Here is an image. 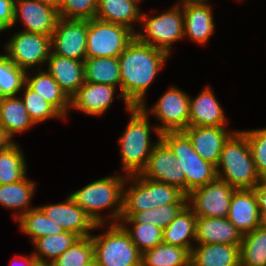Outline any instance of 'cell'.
Returning <instances> with one entry per match:
<instances>
[{
  "label": "cell",
  "mask_w": 266,
  "mask_h": 266,
  "mask_svg": "<svg viewBox=\"0 0 266 266\" xmlns=\"http://www.w3.org/2000/svg\"><path fill=\"white\" fill-rule=\"evenodd\" d=\"M24 98L21 100L26 107L29 118L34 124L43 122L51 118L64 116L48 101H46L42 96L32 90L26 83L23 86Z\"/></svg>",
  "instance_id": "cell-38"
},
{
  "label": "cell",
  "mask_w": 266,
  "mask_h": 266,
  "mask_svg": "<svg viewBox=\"0 0 266 266\" xmlns=\"http://www.w3.org/2000/svg\"><path fill=\"white\" fill-rule=\"evenodd\" d=\"M21 231L30 236L34 243L38 238L64 232L62 226L48 218L38 207H35L18 219Z\"/></svg>",
  "instance_id": "cell-34"
},
{
  "label": "cell",
  "mask_w": 266,
  "mask_h": 266,
  "mask_svg": "<svg viewBox=\"0 0 266 266\" xmlns=\"http://www.w3.org/2000/svg\"><path fill=\"white\" fill-rule=\"evenodd\" d=\"M37 1L50 5L58 10L62 0H37Z\"/></svg>",
  "instance_id": "cell-48"
},
{
  "label": "cell",
  "mask_w": 266,
  "mask_h": 266,
  "mask_svg": "<svg viewBox=\"0 0 266 266\" xmlns=\"http://www.w3.org/2000/svg\"><path fill=\"white\" fill-rule=\"evenodd\" d=\"M126 180V176L124 178L122 175L104 177L89 183L69 196L96 224H104L106 221L99 214L100 211L111 207L114 209L113 206H115L108 219H112V223H118L123 211L124 189L125 184L128 183Z\"/></svg>",
  "instance_id": "cell-2"
},
{
  "label": "cell",
  "mask_w": 266,
  "mask_h": 266,
  "mask_svg": "<svg viewBox=\"0 0 266 266\" xmlns=\"http://www.w3.org/2000/svg\"><path fill=\"white\" fill-rule=\"evenodd\" d=\"M12 137L8 134L6 129L0 125V150L6 149L14 144V141H11Z\"/></svg>",
  "instance_id": "cell-45"
},
{
  "label": "cell",
  "mask_w": 266,
  "mask_h": 266,
  "mask_svg": "<svg viewBox=\"0 0 266 266\" xmlns=\"http://www.w3.org/2000/svg\"><path fill=\"white\" fill-rule=\"evenodd\" d=\"M133 228L122 225L129 233L132 242L137 249L143 253L149 249L154 248L163 242V229L154 225L146 223H129Z\"/></svg>",
  "instance_id": "cell-40"
},
{
  "label": "cell",
  "mask_w": 266,
  "mask_h": 266,
  "mask_svg": "<svg viewBox=\"0 0 266 266\" xmlns=\"http://www.w3.org/2000/svg\"><path fill=\"white\" fill-rule=\"evenodd\" d=\"M31 266H52L50 262L35 261Z\"/></svg>",
  "instance_id": "cell-49"
},
{
  "label": "cell",
  "mask_w": 266,
  "mask_h": 266,
  "mask_svg": "<svg viewBox=\"0 0 266 266\" xmlns=\"http://www.w3.org/2000/svg\"><path fill=\"white\" fill-rule=\"evenodd\" d=\"M98 0H62L57 10L59 18L90 20L95 18Z\"/></svg>",
  "instance_id": "cell-41"
},
{
  "label": "cell",
  "mask_w": 266,
  "mask_h": 266,
  "mask_svg": "<svg viewBox=\"0 0 266 266\" xmlns=\"http://www.w3.org/2000/svg\"><path fill=\"white\" fill-rule=\"evenodd\" d=\"M242 233L228 218L197 217L195 241L197 244H228L240 246Z\"/></svg>",
  "instance_id": "cell-20"
},
{
  "label": "cell",
  "mask_w": 266,
  "mask_h": 266,
  "mask_svg": "<svg viewBox=\"0 0 266 266\" xmlns=\"http://www.w3.org/2000/svg\"><path fill=\"white\" fill-rule=\"evenodd\" d=\"M0 125L12 138L16 133L28 130L34 125L21 98H0Z\"/></svg>",
  "instance_id": "cell-29"
},
{
  "label": "cell",
  "mask_w": 266,
  "mask_h": 266,
  "mask_svg": "<svg viewBox=\"0 0 266 266\" xmlns=\"http://www.w3.org/2000/svg\"><path fill=\"white\" fill-rule=\"evenodd\" d=\"M23 152L16 143L0 150V184H11L26 177V163Z\"/></svg>",
  "instance_id": "cell-35"
},
{
  "label": "cell",
  "mask_w": 266,
  "mask_h": 266,
  "mask_svg": "<svg viewBox=\"0 0 266 266\" xmlns=\"http://www.w3.org/2000/svg\"><path fill=\"white\" fill-rule=\"evenodd\" d=\"M184 14V36L196 43L204 44L215 33L213 11L208 3L190 4L182 7Z\"/></svg>",
  "instance_id": "cell-23"
},
{
  "label": "cell",
  "mask_w": 266,
  "mask_h": 266,
  "mask_svg": "<svg viewBox=\"0 0 266 266\" xmlns=\"http://www.w3.org/2000/svg\"><path fill=\"white\" fill-rule=\"evenodd\" d=\"M26 84L52 104L64 117L67 115V110L71 108L70 98L47 70L45 72L40 69L34 77L28 76L26 73Z\"/></svg>",
  "instance_id": "cell-27"
},
{
  "label": "cell",
  "mask_w": 266,
  "mask_h": 266,
  "mask_svg": "<svg viewBox=\"0 0 266 266\" xmlns=\"http://www.w3.org/2000/svg\"><path fill=\"white\" fill-rule=\"evenodd\" d=\"M240 266H266V226L244 234L240 244Z\"/></svg>",
  "instance_id": "cell-33"
},
{
  "label": "cell",
  "mask_w": 266,
  "mask_h": 266,
  "mask_svg": "<svg viewBox=\"0 0 266 266\" xmlns=\"http://www.w3.org/2000/svg\"><path fill=\"white\" fill-rule=\"evenodd\" d=\"M94 259V247L91 236L78 238L58 258L52 266H84Z\"/></svg>",
  "instance_id": "cell-39"
},
{
  "label": "cell",
  "mask_w": 266,
  "mask_h": 266,
  "mask_svg": "<svg viewBox=\"0 0 266 266\" xmlns=\"http://www.w3.org/2000/svg\"><path fill=\"white\" fill-rule=\"evenodd\" d=\"M197 216L187 205L164 229L163 242L187 249L194 248L190 239L195 242ZM193 237V238H192ZM193 246V247H192Z\"/></svg>",
  "instance_id": "cell-26"
},
{
  "label": "cell",
  "mask_w": 266,
  "mask_h": 266,
  "mask_svg": "<svg viewBox=\"0 0 266 266\" xmlns=\"http://www.w3.org/2000/svg\"><path fill=\"white\" fill-rule=\"evenodd\" d=\"M26 71L0 54V98L16 97L26 83Z\"/></svg>",
  "instance_id": "cell-37"
},
{
  "label": "cell",
  "mask_w": 266,
  "mask_h": 266,
  "mask_svg": "<svg viewBox=\"0 0 266 266\" xmlns=\"http://www.w3.org/2000/svg\"><path fill=\"white\" fill-rule=\"evenodd\" d=\"M47 72L71 98L84 84V61L55 55L50 52Z\"/></svg>",
  "instance_id": "cell-21"
},
{
  "label": "cell",
  "mask_w": 266,
  "mask_h": 266,
  "mask_svg": "<svg viewBox=\"0 0 266 266\" xmlns=\"http://www.w3.org/2000/svg\"><path fill=\"white\" fill-rule=\"evenodd\" d=\"M262 219L266 216V179H261L253 188Z\"/></svg>",
  "instance_id": "cell-44"
},
{
  "label": "cell",
  "mask_w": 266,
  "mask_h": 266,
  "mask_svg": "<svg viewBox=\"0 0 266 266\" xmlns=\"http://www.w3.org/2000/svg\"><path fill=\"white\" fill-rule=\"evenodd\" d=\"M262 224L266 226V216L262 219Z\"/></svg>",
  "instance_id": "cell-51"
},
{
  "label": "cell",
  "mask_w": 266,
  "mask_h": 266,
  "mask_svg": "<svg viewBox=\"0 0 266 266\" xmlns=\"http://www.w3.org/2000/svg\"><path fill=\"white\" fill-rule=\"evenodd\" d=\"M91 238L98 266H141L142 253L120 223H112L107 232Z\"/></svg>",
  "instance_id": "cell-7"
},
{
  "label": "cell",
  "mask_w": 266,
  "mask_h": 266,
  "mask_svg": "<svg viewBox=\"0 0 266 266\" xmlns=\"http://www.w3.org/2000/svg\"><path fill=\"white\" fill-rule=\"evenodd\" d=\"M169 55L162 50L140 42L136 37L118 56L121 75V95L127 111L141 106L147 89Z\"/></svg>",
  "instance_id": "cell-1"
},
{
  "label": "cell",
  "mask_w": 266,
  "mask_h": 266,
  "mask_svg": "<svg viewBox=\"0 0 266 266\" xmlns=\"http://www.w3.org/2000/svg\"><path fill=\"white\" fill-rule=\"evenodd\" d=\"M146 104L132 106L131 118L124 133L119 138L123 170L126 176L140 174L146 167L148 158L156 143H151V128ZM153 145V146H152Z\"/></svg>",
  "instance_id": "cell-4"
},
{
  "label": "cell",
  "mask_w": 266,
  "mask_h": 266,
  "mask_svg": "<svg viewBox=\"0 0 266 266\" xmlns=\"http://www.w3.org/2000/svg\"><path fill=\"white\" fill-rule=\"evenodd\" d=\"M132 179L133 185L124 190L122 212H141L173 203H188L187 195L175 186L147 179L140 174L127 176V181Z\"/></svg>",
  "instance_id": "cell-5"
},
{
  "label": "cell",
  "mask_w": 266,
  "mask_h": 266,
  "mask_svg": "<svg viewBox=\"0 0 266 266\" xmlns=\"http://www.w3.org/2000/svg\"><path fill=\"white\" fill-rule=\"evenodd\" d=\"M116 87L108 84L84 82L70 98V107L89 115H101L112 104Z\"/></svg>",
  "instance_id": "cell-19"
},
{
  "label": "cell",
  "mask_w": 266,
  "mask_h": 266,
  "mask_svg": "<svg viewBox=\"0 0 266 266\" xmlns=\"http://www.w3.org/2000/svg\"><path fill=\"white\" fill-rule=\"evenodd\" d=\"M235 190L227 182L216 178L192 190L187 195L188 206L197 217L227 218L230 200Z\"/></svg>",
  "instance_id": "cell-11"
},
{
  "label": "cell",
  "mask_w": 266,
  "mask_h": 266,
  "mask_svg": "<svg viewBox=\"0 0 266 266\" xmlns=\"http://www.w3.org/2000/svg\"><path fill=\"white\" fill-rule=\"evenodd\" d=\"M222 167L223 173L220 171ZM217 178L234 189H253L262 179L257 173L246 135L237 131L225 142L216 166Z\"/></svg>",
  "instance_id": "cell-3"
},
{
  "label": "cell",
  "mask_w": 266,
  "mask_h": 266,
  "mask_svg": "<svg viewBox=\"0 0 266 266\" xmlns=\"http://www.w3.org/2000/svg\"><path fill=\"white\" fill-rule=\"evenodd\" d=\"M137 2L140 0H98L95 18L124 25L135 33L132 24L141 22L142 17Z\"/></svg>",
  "instance_id": "cell-25"
},
{
  "label": "cell",
  "mask_w": 266,
  "mask_h": 266,
  "mask_svg": "<svg viewBox=\"0 0 266 266\" xmlns=\"http://www.w3.org/2000/svg\"><path fill=\"white\" fill-rule=\"evenodd\" d=\"M190 96L171 87L166 91L151 108V113L161 120V125L154 129L159 138L165 132L184 131L188 128Z\"/></svg>",
  "instance_id": "cell-12"
},
{
  "label": "cell",
  "mask_w": 266,
  "mask_h": 266,
  "mask_svg": "<svg viewBox=\"0 0 266 266\" xmlns=\"http://www.w3.org/2000/svg\"><path fill=\"white\" fill-rule=\"evenodd\" d=\"M85 82L108 84L121 89L118 57H94L84 60Z\"/></svg>",
  "instance_id": "cell-28"
},
{
  "label": "cell",
  "mask_w": 266,
  "mask_h": 266,
  "mask_svg": "<svg viewBox=\"0 0 266 266\" xmlns=\"http://www.w3.org/2000/svg\"><path fill=\"white\" fill-rule=\"evenodd\" d=\"M140 23H142L145 33L136 32L135 37L140 42L162 50L168 55L172 47L171 44L185 37L183 9L178 5L155 17L149 18L142 14Z\"/></svg>",
  "instance_id": "cell-8"
},
{
  "label": "cell",
  "mask_w": 266,
  "mask_h": 266,
  "mask_svg": "<svg viewBox=\"0 0 266 266\" xmlns=\"http://www.w3.org/2000/svg\"><path fill=\"white\" fill-rule=\"evenodd\" d=\"M187 205L188 203H173L141 212H122L119 223H151L164 229Z\"/></svg>",
  "instance_id": "cell-32"
},
{
  "label": "cell",
  "mask_w": 266,
  "mask_h": 266,
  "mask_svg": "<svg viewBox=\"0 0 266 266\" xmlns=\"http://www.w3.org/2000/svg\"><path fill=\"white\" fill-rule=\"evenodd\" d=\"M161 139L174 152L177 164L185 173V195L217 178L216 167L198 155L183 131L162 133Z\"/></svg>",
  "instance_id": "cell-6"
},
{
  "label": "cell",
  "mask_w": 266,
  "mask_h": 266,
  "mask_svg": "<svg viewBox=\"0 0 266 266\" xmlns=\"http://www.w3.org/2000/svg\"><path fill=\"white\" fill-rule=\"evenodd\" d=\"M190 258L187 249L162 242L142 253L141 266H190Z\"/></svg>",
  "instance_id": "cell-31"
},
{
  "label": "cell",
  "mask_w": 266,
  "mask_h": 266,
  "mask_svg": "<svg viewBox=\"0 0 266 266\" xmlns=\"http://www.w3.org/2000/svg\"><path fill=\"white\" fill-rule=\"evenodd\" d=\"M227 218L242 235L252 232L262 224V217L253 189H237L234 191Z\"/></svg>",
  "instance_id": "cell-18"
},
{
  "label": "cell",
  "mask_w": 266,
  "mask_h": 266,
  "mask_svg": "<svg viewBox=\"0 0 266 266\" xmlns=\"http://www.w3.org/2000/svg\"><path fill=\"white\" fill-rule=\"evenodd\" d=\"M134 37L124 25L92 18L88 20L86 58L118 57Z\"/></svg>",
  "instance_id": "cell-9"
},
{
  "label": "cell",
  "mask_w": 266,
  "mask_h": 266,
  "mask_svg": "<svg viewBox=\"0 0 266 266\" xmlns=\"http://www.w3.org/2000/svg\"><path fill=\"white\" fill-rule=\"evenodd\" d=\"M142 177L177 187L185 194V173L182 171L171 148L158 138L151 151Z\"/></svg>",
  "instance_id": "cell-14"
},
{
  "label": "cell",
  "mask_w": 266,
  "mask_h": 266,
  "mask_svg": "<svg viewBox=\"0 0 266 266\" xmlns=\"http://www.w3.org/2000/svg\"><path fill=\"white\" fill-rule=\"evenodd\" d=\"M207 0H182L180 3H177L176 5L183 7L185 5L190 4H205Z\"/></svg>",
  "instance_id": "cell-47"
},
{
  "label": "cell",
  "mask_w": 266,
  "mask_h": 266,
  "mask_svg": "<svg viewBox=\"0 0 266 266\" xmlns=\"http://www.w3.org/2000/svg\"><path fill=\"white\" fill-rule=\"evenodd\" d=\"M222 107L209 87L190 98L188 127L225 126Z\"/></svg>",
  "instance_id": "cell-22"
},
{
  "label": "cell",
  "mask_w": 266,
  "mask_h": 266,
  "mask_svg": "<svg viewBox=\"0 0 266 266\" xmlns=\"http://www.w3.org/2000/svg\"><path fill=\"white\" fill-rule=\"evenodd\" d=\"M78 238L77 235L68 231L38 238L34 242L37 252L33 253V255L36 261L46 262L44 257H48L50 261H47L51 263L67 250Z\"/></svg>",
  "instance_id": "cell-36"
},
{
  "label": "cell",
  "mask_w": 266,
  "mask_h": 266,
  "mask_svg": "<svg viewBox=\"0 0 266 266\" xmlns=\"http://www.w3.org/2000/svg\"><path fill=\"white\" fill-rule=\"evenodd\" d=\"M15 0H0V32L13 27Z\"/></svg>",
  "instance_id": "cell-43"
},
{
  "label": "cell",
  "mask_w": 266,
  "mask_h": 266,
  "mask_svg": "<svg viewBox=\"0 0 266 266\" xmlns=\"http://www.w3.org/2000/svg\"><path fill=\"white\" fill-rule=\"evenodd\" d=\"M242 132L247 137L257 173L266 179V128Z\"/></svg>",
  "instance_id": "cell-42"
},
{
  "label": "cell",
  "mask_w": 266,
  "mask_h": 266,
  "mask_svg": "<svg viewBox=\"0 0 266 266\" xmlns=\"http://www.w3.org/2000/svg\"><path fill=\"white\" fill-rule=\"evenodd\" d=\"M22 260H21V259ZM18 259H20V261H23L21 264H23L24 266H31L35 261H36V259H35V257H34V255L33 254H31L30 256H27V257H25V256H19L18 257ZM15 263V262H14ZM16 264V263H15ZM14 265V264H13ZM12 265V266H13ZM22 265V266H23ZM18 266V265H17Z\"/></svg>",
  "instance_id": "cell-46"
},
{
  "label": "cell",
  "mask_w": 266,
  "mask_h": 266,
  "mask_svg": "<svg viewBox=\"0 0 266 266\" xmlns=\"http://www.w3.org/2000/svg\"><path fill=\"white\" fill-rule=\"evenodd\" d=\"M35 185L26 177L15 183L0 184V204L8 209H21L20 213L13 215L17 220L20 216L35 208L28 207L35 191Z\"/></svg>",
  "instance_id": "cell-30"
},
{
  "label": "cell",
  "mask_w": 266,
  "mask_h": 266,
  "mask_svg": "<svg viewBox=\"0 0 266 266\" xmlns=\"http://www.w3.org/2000/svg\"><path fill=\"white\" fill-rule=\"evenodd\" d=\"M5 51L14 64L28 72V68L47 62L51 36L22 30L6 43Z\"/></svg>",
  "instance_id": "cell-10"
},
{
  "label": "cell",
  "mask_w": 266,
  "mask_h": 266,
  "mask_svg": "<svg viewBox=\"0 0 266 266\" xmlns=\"http://www.w3.org/2000/svg\"><path fill=\"white\" fill-rule=\"evenodd\" d=\"M48 218L58 223L64 231L72 232L79 238L91 236L90 230L103 227L78 206L69 196L64 202L38 207Z\"/></svg>",
  "instance_id": "cell-15"
},
{
  "label": "cell",
  "mask_w": 266,
  "mask_h": 266,
  "mask_svg": "<svg viewBox=\"0 0 266 266\" xmlns=\"http://www.w3.org/2000/svg\"><path fill=\"white\" fill-rule=\"evenodd\" d=\"M58 18L57 9L50 5L37 0H15L13 26L22 20L23 31L52 36Z\"/></svg>",
  "instance_id": "cell-16"
},
{
  "label": "cell",
  "mask_w": 266,
  "mask_h": 266,
  "mask_svg": "<svg viewBox=\"0 0 266 266\" xmlns=\"http://www.w3.org/2000/svg\"><path fill=\"white\" fill-rule=\"evenodd\" d=\"M88 20L58 18L51 36V52L75 60L86 59Z\"/></svg>",
  "instance_id": "cell-13"
},
{
  "label": "cell",
  "mask_w": 266,
  "mask_h": 266,
  "mask_svg": "<svg viewBox=\"0 0 266 266\" xmlns=\"http://www.w3.org/2000/svg\"><path fill=\"white\" fill-rule=\"evenodd\" d=\"M183 132L189 137L198 155L215 167L225 142L233 134L225 126L188 127Z\"/></svg>",
  "instance_id": "cell-17"
},
{
  "label": "cell",
  "mask_w": 266,
  "mask_h": 266,
  "mask_svg": "<svg viewBox=\"0 0 266 266\" xmlns=\"http://www.w3.org/2000/svg\"><path fill=\"white\" fill-rule=\"evenodd\" d=\"M84 266H98L96 263V260L93 259L91 262H89L88 264L84 265Z\"/></svg>",
  "instance_id": "cell-50"
},
{
  "label": "cell",
  "mask_w": 266,
  "mask_h": 266,
  "mask_svg": "<svg viewBox=\"0 0 266 266\" xmlns=\"http://www.w3.org/2000/svg\"><path fill=\"white\" fill-rule=\"evenodd\" d=\"M190 266H240V246L198 244L191 251Z\"/></svg>",
  "instance_id": "cell-24"
}]
</instances>
